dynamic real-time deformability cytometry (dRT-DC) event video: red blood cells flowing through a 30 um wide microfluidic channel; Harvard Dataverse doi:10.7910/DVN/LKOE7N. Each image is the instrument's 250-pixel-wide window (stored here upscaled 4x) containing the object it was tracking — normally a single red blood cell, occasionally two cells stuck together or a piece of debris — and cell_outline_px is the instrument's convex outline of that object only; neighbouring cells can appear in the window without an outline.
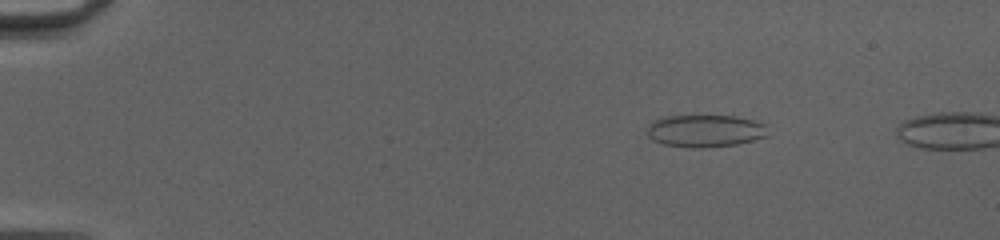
{"species": "common noctule bat (a hibernating species)", "species_latin": "Nyctalus noctula", "temperature_condition": "cold", "stored_images_in_passage": 15, "camera_frame_rate_fps": 3000, "um_per_image_px": 0.085, "animal": {"sex": "female", "body_mass_g": 20.0, "forearm_length_mm": 54.0}, "frame": {"image": 1, "passage_image": 9, "time_ms": 2.667, "image_size_px": [1000, 240], "cell_outline_px": [[764, 136], [752, 140], [736, 144], [700, 148], [692, 148], [664, 144], [648, 136], [648, 128], [656, 120], [664, 116], [736, 116], [752, 120], [764, 124]], "centroid_in_image_um": [59.91, 11.12], "position_along_channel_um": 25.1, "area_um2": 22.08}}